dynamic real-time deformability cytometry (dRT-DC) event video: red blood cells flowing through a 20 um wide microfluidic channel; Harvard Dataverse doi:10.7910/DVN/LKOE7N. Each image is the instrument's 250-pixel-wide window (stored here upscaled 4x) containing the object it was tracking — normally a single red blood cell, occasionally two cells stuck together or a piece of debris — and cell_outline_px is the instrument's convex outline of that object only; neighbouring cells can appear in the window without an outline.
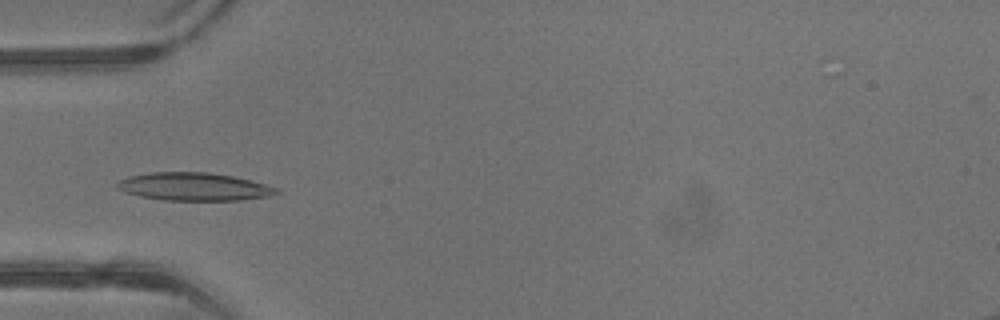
{"species": "common noctule bat (a hibernating species)", "species_latin": "Nyctalus noctula", "temperature_condition": "warm", "stored_images_in_passage": 17, "camera_frame_rate_fps": 3000, "um_per_image_px": 0.085, "animal": {"sex": "male", "body_mass_g": 13.3}, "frame": {"image": 1, "passage_image": 3, "time_ms": 0.667, "image_size_px": [1000, 320], "cell_outline_px": [[280, 192], [272, 196], [240, 200], [164, 200], [140, 196], [124, 192], [116, 188], [116, 184], [120, 180], [128, 176], [152, 172], [208, 172], [232, 176], [264, 184], [276, 188]], "centroid_in_image_um": [16.46, 15.87], "position_along_channel_um": 68.5, "area_um2": 25.84}}
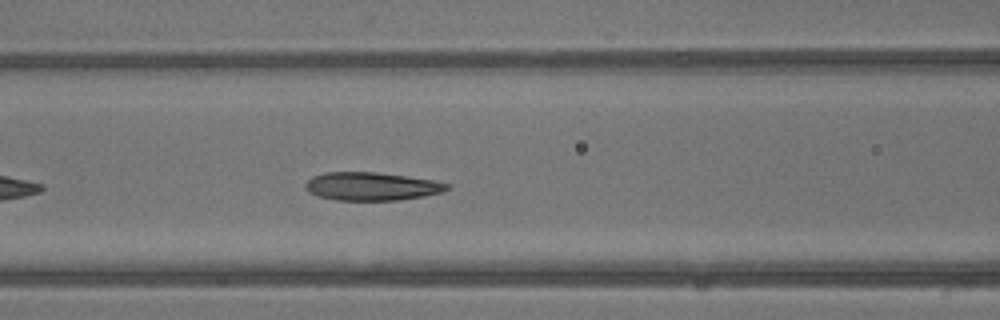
{"frame": {"image": 2, "passage_image": 7, "time_ms": 2.0, "image_size_px": [1000, 320], "cell_outline_px": [[448, 188], [440, 192], [424, 196], [400, 200], [336, 200], [320, 196], [308, 192], [304, 188], [304, 184], [312, 176], [324, 172], [376, 172], [432, 180], [448, 184]], "centroid_in_image_um": [31.51, 15.84], "position_along_channel_um": 135.1, "area_um2": 23.06}}
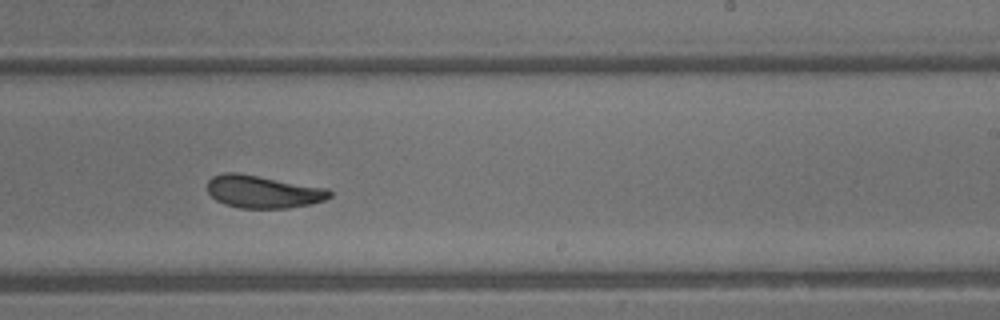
{"frame": {"image": 3, "passage_image": 15, "time_ms": 4.667, "image_size_px": [1000, 320], "cell_outline_px": [[332, 196], [324, 200], [308, 204], [288, 208], [240, 208], [224, 204], [216, 200], [208, 192], [208, 180], [212, 176], [224, 172], [240, 172], [328, 188], [332, 192]], "centroid_in_image_um": [22.35, 16.28], "position_along_channel_um": 266.6, "area_um2": 23.47}}